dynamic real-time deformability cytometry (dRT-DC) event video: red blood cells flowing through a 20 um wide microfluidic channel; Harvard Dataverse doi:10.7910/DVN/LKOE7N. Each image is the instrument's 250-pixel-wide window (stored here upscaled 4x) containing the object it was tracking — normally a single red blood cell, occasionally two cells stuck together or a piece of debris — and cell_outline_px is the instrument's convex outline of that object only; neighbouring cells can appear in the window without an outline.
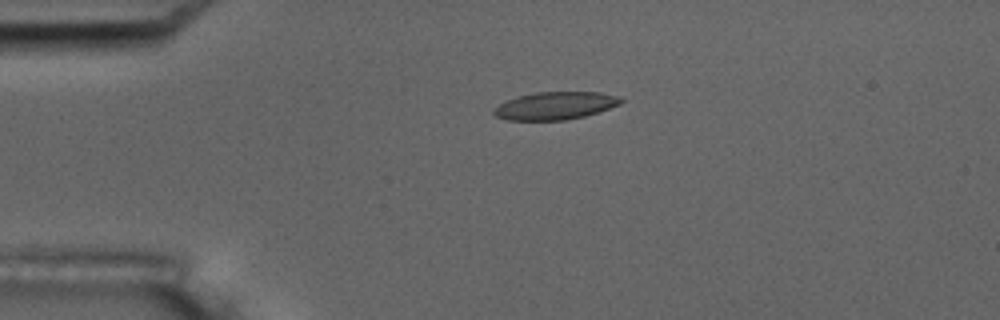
{"species": "common noctule bat (a hibernating species)", "species_latin": "Nyctalus noctula", "temperature_condition": "room temperature", "stored_images_in_passage": 5, "camera_frame_rate_fps": 3000, "um_per_image_px": 0.085, "animal": {"sex": "male", "body_mass_g": 17.5, "forearm_length_mm": 52.3}, "frame": {"image": 1, "passage_image": 4, "time_ms": 3.333, "image_size_px": [1000, 320], "cell_outline_px": [[624, 100], [620, 104], [584, 116], [564, 120], [508, 120], [496, 116], [492, 112], [500, 104], [508, 100], [520, 96], [536, 92], [600, 92], [620, 96]], "centroid_in_image_um": [47.22, 8.98], "position_along_channel_um": 37.8, "area_um2": 20.23}}